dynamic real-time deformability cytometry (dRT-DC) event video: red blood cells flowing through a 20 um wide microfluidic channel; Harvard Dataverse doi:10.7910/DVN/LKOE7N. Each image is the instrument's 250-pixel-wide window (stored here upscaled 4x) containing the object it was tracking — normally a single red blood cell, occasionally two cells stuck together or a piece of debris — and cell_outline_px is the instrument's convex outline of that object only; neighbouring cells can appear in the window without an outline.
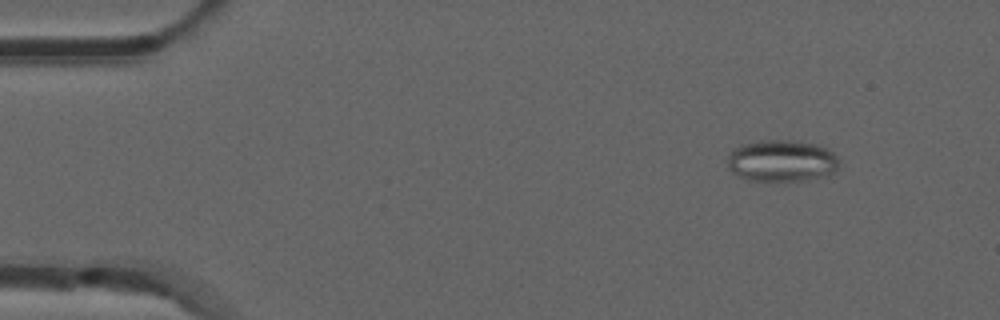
{"species": "common noctule bat (a hibernating species)", "species_latin": "Nyctalus noctula", "temperature_condition": "room temperature", "stored_images_in_passage": 48, "camera_frame_rate_fps": 3000, "um_per_image_px": 0.085, "animal": {"sex": "male", "forearm_length_mm": 52.5}, "frame": {"image": 1, "passage_image": 2, "time_ms": 0.333, "image_size_px": [1000, 320], "cell_outline_px": [[840, 160], [836, 168], [828, 176], [800, 180], [748, 180], [732, 172], [728, 168], [728, 156], [732, 148], [740, 144], [760, 140], [788, 140], [816, 144], [832, 152]], "centroid_in_image_um": [66.41, 13.65], "position_along_channel_um": 18.6, "area_um2": 27.05}}
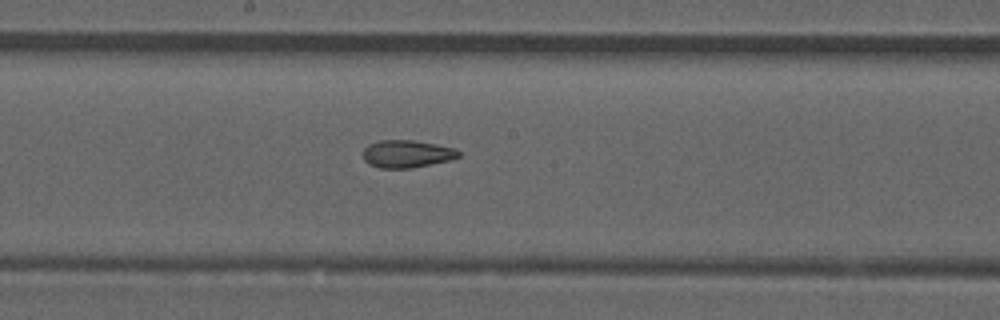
{"frame": {"image": 2, "passage_image": 24, "time_ms": 7.667, "image_size_px": [1000, 320], "cell_outline_px": [[460, 156], [448, 160], [412, 168], [380, 168], [368, 164], [364, 160], [364, 148], [368, 144], [380, 140], [412, 140], [436, 144], [456, 148], [460, 152]], "centroid_in_image_um": [34.57, 13.07], "position_along_channel_um": 213.6, "area_um2": 15.32}}
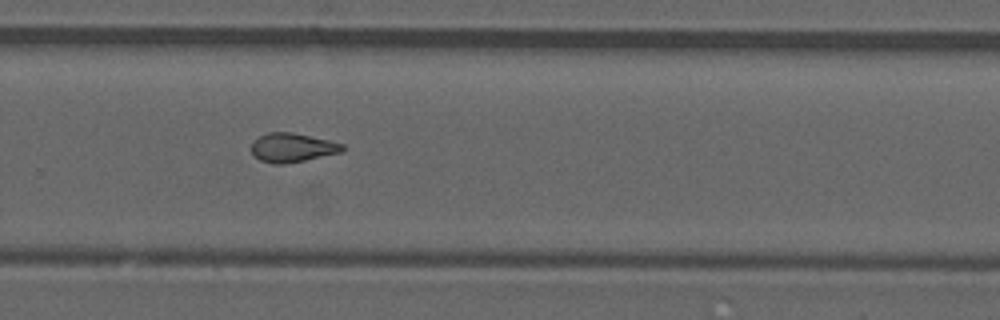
{"frame": {"image": 3, "passage_image": 31, "time_ms": 10.0, "image_size_px": [1000, 320], "cell_outline_px": [[344, 148], [340, 152], [304, 160], [284, 164], [272, 164], [260, 160], [252, 152], [252, 140], [268, 132], [292, 132], [328, 140], [344, 144]], "centroid_in_image_um": [24.81, 12.54], "position_along_channel_um": 305.0, "area_um2": 15.2}, "authors_computed_cell_mechanics": {"area_um2": 15.7505, "velocity_mm_per_s": 3.9276, "shape_relaxation_time_tau1_ms": null, "shape_relaxation_time_tau2_ms": 2.8235, "deformation_change_tau1": null, "deformation_change_tau2": 0.1041}}